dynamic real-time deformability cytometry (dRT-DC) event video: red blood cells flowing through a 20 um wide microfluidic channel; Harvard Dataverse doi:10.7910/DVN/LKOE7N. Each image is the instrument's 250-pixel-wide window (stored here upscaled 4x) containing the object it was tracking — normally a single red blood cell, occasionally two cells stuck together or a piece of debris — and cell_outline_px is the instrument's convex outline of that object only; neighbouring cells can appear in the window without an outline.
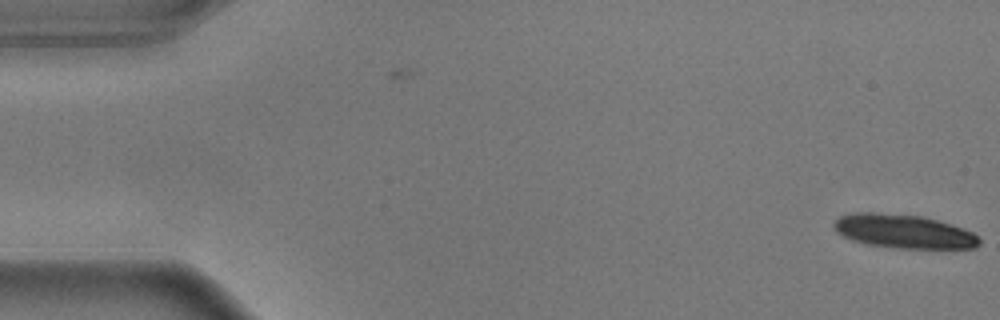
{"species": "common noctule bat (a hibernating species)", "species_latin": "Nyctalus noctula", "temperature_condition": "warm", "stored_images_in_passage": 5, "camera_frame_rate_fps": 3000, "um_per_image_px": 0.085, "animal": {"sex": "male", "body_mass_g": 17.9}, "frame": {"image": 1, "passage_image": 5, "time_ms": 1.333, "image_size_px": [1000, 320], "cell_outline_px": [[980, 244], [976, 248], [900, 248], [868, 244], [852, 240], [836, 232], [832, 224], [840, 216], [852, 212], [876, 212], [924, 216], [952, 224], [964, 228], [980, 236]], "centroid_in_image_um": [76.83, 19.65], "position_along_channel_um": 8.2, "area_um2": 28.84}}